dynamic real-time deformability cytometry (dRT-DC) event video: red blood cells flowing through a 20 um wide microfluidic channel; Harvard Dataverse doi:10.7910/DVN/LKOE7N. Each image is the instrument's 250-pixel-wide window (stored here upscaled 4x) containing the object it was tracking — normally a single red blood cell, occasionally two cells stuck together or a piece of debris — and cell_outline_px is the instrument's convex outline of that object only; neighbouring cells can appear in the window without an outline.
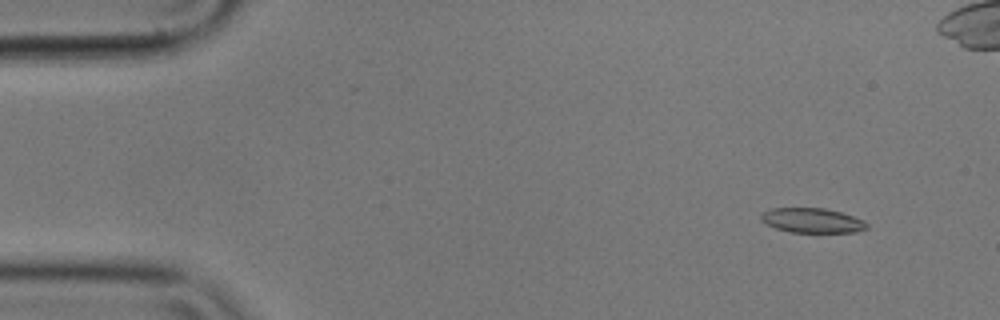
{"species": "common noctule bat (a hibernating species)", "species_latin": "Nyctalus noctula", "temperature_condition": "cold", "stored_images_in_passage": 57, "camera_frame_rate_fps": 3000, "um_per_image_px": 0.085, "animal": {"sex": "male", "body_mass_g": 17.9}, "frame": {"image": 1, "passage_image": 5, "time_ms": 1.333, "image_size_px": [1000, 320], "cell_outline_px": [[868, 228], [856, 232], [792, 232], [776, 228], [760, 220], [760, 212], [772, 208], [824, 208], [840, 212], [864, 220], [868, 224]], "centroid_in_image_um": [69.02, 18.73], "position_along_channel_um": 16.0, "area_um2": 15.2}}
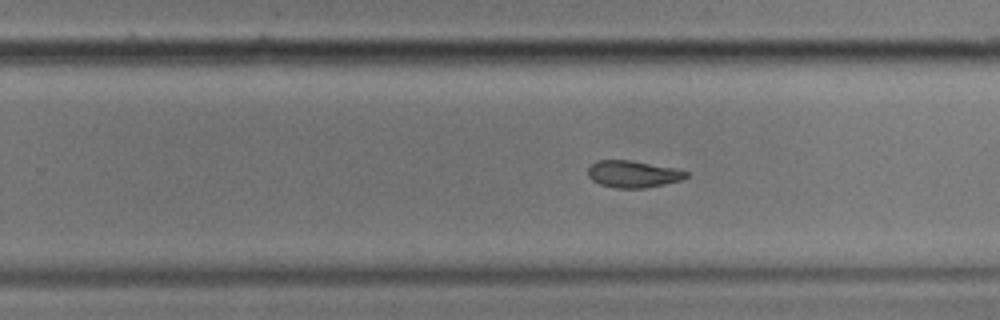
{"frame": {"image": 2, "passage_image": 35, "time_ms": 11.333, "image_size_px": [1000, 320], "cell_outline_px": [[688, 176], [680, 180], [664, 184], [644, 188], [612, 188], [600, 184], [592, 180], [588, 176], [588, 168], [596, 160], [632, 160], [676, 168], [688, 172]], "centroid_in_image_um": [53.8, 14.79], "position_along_channel_um": 276.0, "area_um2": 15.49}}
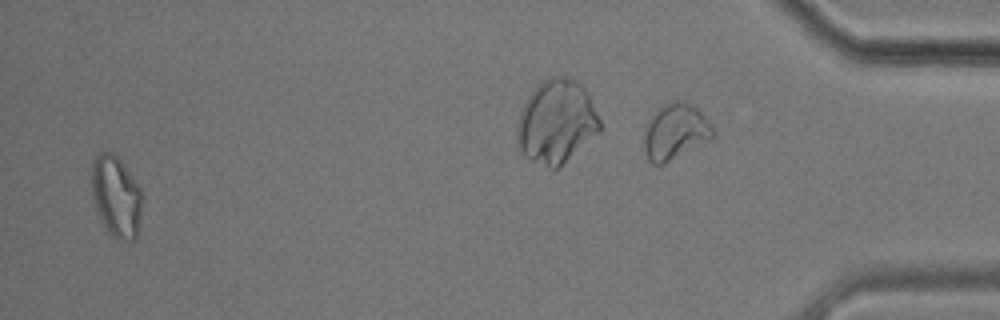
{"frame": {"image": 3, "passage_image": 55, "time_ms": 18.0, "image_size_px": [1000, 320], "cell_outline_px": [[140, 228], [136, 240], [116, 240], [104, 228], [96, 208], [92, 196], [92, 160], [100, 152], [112, 152], [116, 156], [132, 176], [140, 188]], "centroid_in_image_um": [9.86, 16.75], "position_along_channel_um": 425.3, "area_um2": 23.81}, "authors_computed_cell_mechanics": {"area_um2": 16.4152, "velocity_mm_per_s": 3.5404, "shape_relaxation_time_tau1_ms": null, "shape_relaxation_time_tau2_ms": 7.3464, "deformation_change_tau1": null, "deformation_change_tau2": 0.1356}}